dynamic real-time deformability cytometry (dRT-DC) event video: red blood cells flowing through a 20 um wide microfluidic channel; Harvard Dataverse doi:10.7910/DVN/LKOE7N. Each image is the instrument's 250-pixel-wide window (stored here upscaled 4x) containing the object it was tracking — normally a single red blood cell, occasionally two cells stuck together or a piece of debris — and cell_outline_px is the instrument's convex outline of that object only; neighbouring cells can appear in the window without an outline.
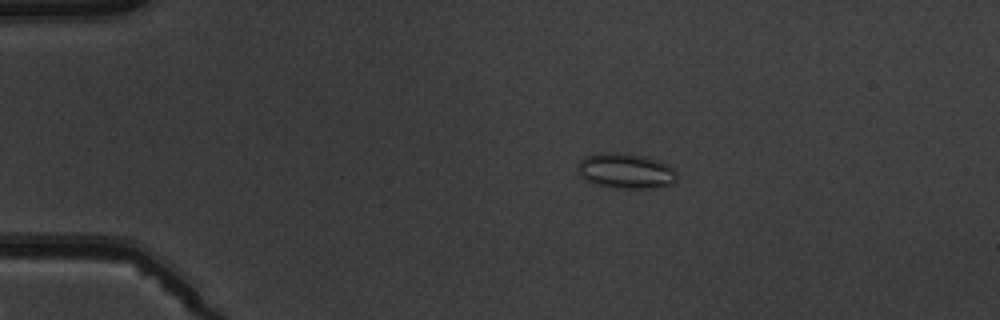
{"species": "common noctule bat (a hibernating species)", "species_latin": "Nyctalus noctula", "temperature_condition": "warm", "stored_images_in_passage": 6, "camera_frame_rate_fps": 3000, "um_per_image_px": 0.085, "animal": {"sex": "male", "body_mass_g": 19.5, "forearm_length_mm": 54.6}, "frame": {"image": 1, "passage_image": 3, "time_ms": 2.333, "image_size_px": [1000, 320], "cell_outline_px": [[676, 180], [672, 184], [656, 188], [620, 188], [596, 184], [584, 180], [580, 176], [580, 160], [584, 156], [600, 152], [620, 152], [640, 156], [656, 160], [668, 164], [676, 172]], "centroid_in_image_um": [53.19, 14.53], "position_along_channel_um": 31.8, "area_um2": 20.23}}
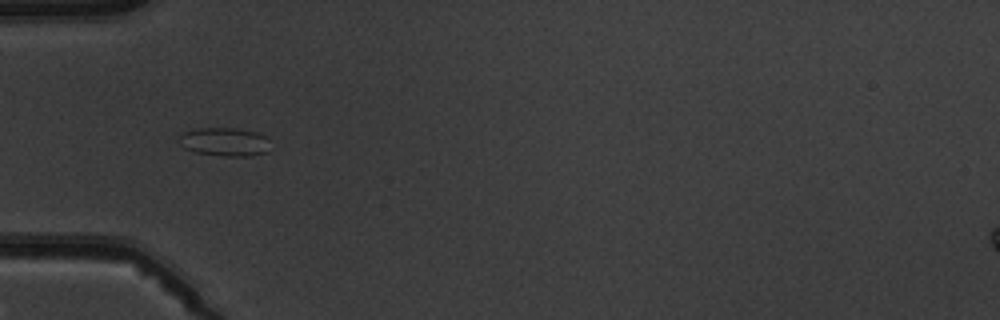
{"frame": {"image": 2, "passage_image": 5, "time_ms": 4.667, "image_size_px": [1000, 320], "cell_outline_px": [[268, 152], [252, 156], [224, 156], [192, 152], [184, 148], [176, 140], [184, 132], [200, 128], [236, 128], [256, 132], [264, 136]], "centroid_in_image_um": [19.02, 12.07], "position_along_channel_um": 66.0, "area_um2": 15.09}}
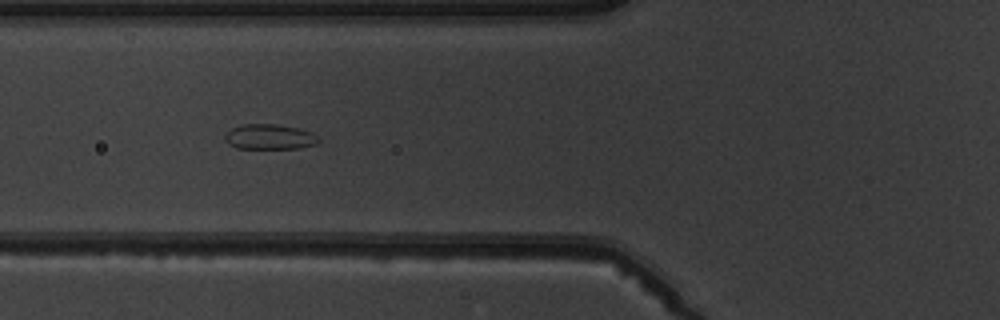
{"frame": {"image": 3, "passage_image": 6, "time_ms": 5.667, "image_size_px": [1000, 320], "cell_outline_px": [[320, 140], [316, 144], [300, 148], [236, 148], [228, 144], [224, 140], [224, 136], [232, 128], [240, 124], [276, 124], [296, 128], [312, 132], [320, 136]], "centroid_in_image_um": [22.92, 11.63], "position_along_channel_um": 102.9, "area_um2": 13.81}}